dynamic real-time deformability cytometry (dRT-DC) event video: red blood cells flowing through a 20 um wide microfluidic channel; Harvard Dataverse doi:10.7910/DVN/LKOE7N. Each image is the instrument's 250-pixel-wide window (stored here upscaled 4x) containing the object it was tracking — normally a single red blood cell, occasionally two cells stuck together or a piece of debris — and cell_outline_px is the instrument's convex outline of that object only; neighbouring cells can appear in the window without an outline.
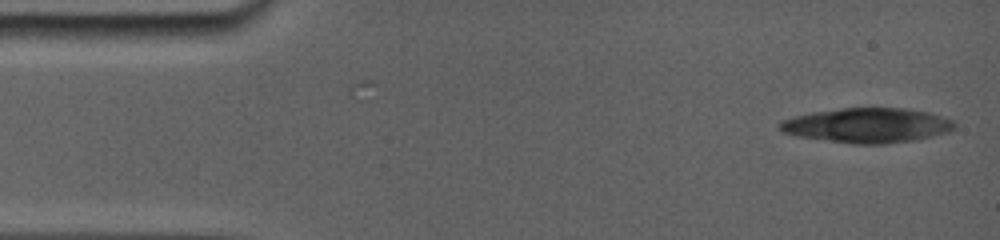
{"species": "common noctule bat (a hibernating species)", "species_latin": "Nyctalus noctula", "temperature_condition": "room temperature", "stored_images_in_passage": 2, "camera_frame_rate_fps": 5000, "um_per_image_px": 0.085, "animal": {"sex": "female", "body_mass_g": 19.0, "forearm_length_mm": 56.7}, "frame": {"image": 1, "passage_image": 1, "time_ms": 0.0, "image_size_px": [1000, 240], "cell_outline_px": [[952, 128], [924, 136], [904, 140], [836, 140], [804, 136], [784, 132], [780, 128], [780, 124], [784, 120], [796, 116], [816, 112], [844, 108], [904, 108], [924, 112], [952, 120]], "centroid_in_image_um": [73.64, 10.56], "position_along_channel_um": 11.4, "area_um2": 31.79}}